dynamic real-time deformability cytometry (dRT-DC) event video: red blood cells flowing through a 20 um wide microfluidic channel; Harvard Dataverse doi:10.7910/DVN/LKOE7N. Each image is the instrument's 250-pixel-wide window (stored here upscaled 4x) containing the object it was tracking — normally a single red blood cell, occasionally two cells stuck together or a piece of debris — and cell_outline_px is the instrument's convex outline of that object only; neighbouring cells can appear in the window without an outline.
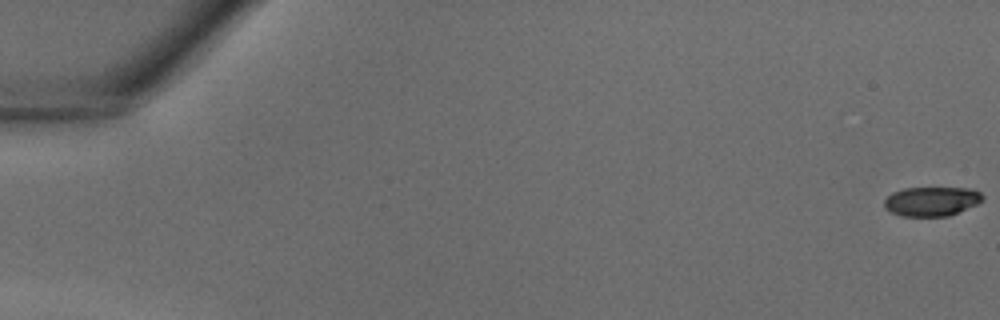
{"species": "common noctule bat (a hibernating species)", "species_latin": "Nyctalus noctula", "temperature_condition": "warm", "stored_images_in_passage": 40, "camera_frame_rate_fps": 3000, "um_per_image_px": 0.085, "animal": {"sex": "male", "body_mass_g": 18.8}, "frame": {"image": 1, "passage_image": 1, "time_ms": 0.0, "image_size_px": [1000, 320], "cell_outline_px": [[984, 200], [976, 204], [948, 216], [900, 216], [884, 208], [884, 200], [892, 192], [904, 188], [972, 188], [980, 192], [984, 196]], "centroid_in_image_um": [79.18, 17.1], "position_along_channel_um": 5.8, "area_um2": 16.82}}
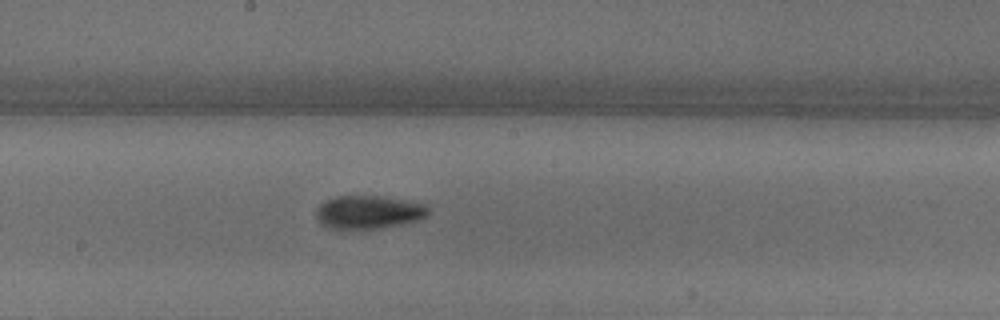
{"frame": {"image": 2, "passage_image": 23, "time_ms": 7.333, "image_size_px": [1000, 320], "cell_outline_px": [[428, 216], [416, 220], [400, 224], [360, 232], [344, 232], [328, 228], [320, 220], [316, 212], [320, 204], [336, 196], [384, 196], [424, 204], [428, 208]], "centroid_in_image_um": [31.3, 18.08], "position_along_channel_um": 216.9, "area_um2": 22.2}}
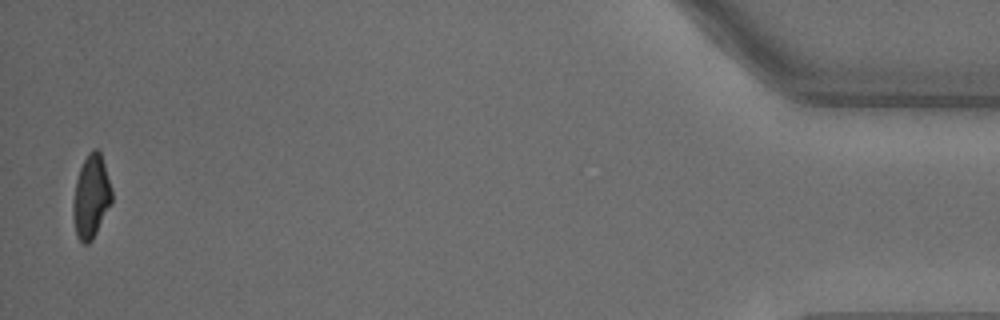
{"frame": {"image": 3, "passage_image": 40, "time_ms": 13.0, "image_size_px": [1000, 320], "cell_outline_px": [[112, 204], [92, 240], [88, 244], [84, 244], [76, 236], [72, 216], [72, 200], [76, 180], [80, 168], [88, 152], [92, 148], [96, 148], [100, 152], [112, 188]], "centroid_in_image_um": [7.74, 16.73], "position_along_channel_um": 427.5, "area_um2": 19.07}}